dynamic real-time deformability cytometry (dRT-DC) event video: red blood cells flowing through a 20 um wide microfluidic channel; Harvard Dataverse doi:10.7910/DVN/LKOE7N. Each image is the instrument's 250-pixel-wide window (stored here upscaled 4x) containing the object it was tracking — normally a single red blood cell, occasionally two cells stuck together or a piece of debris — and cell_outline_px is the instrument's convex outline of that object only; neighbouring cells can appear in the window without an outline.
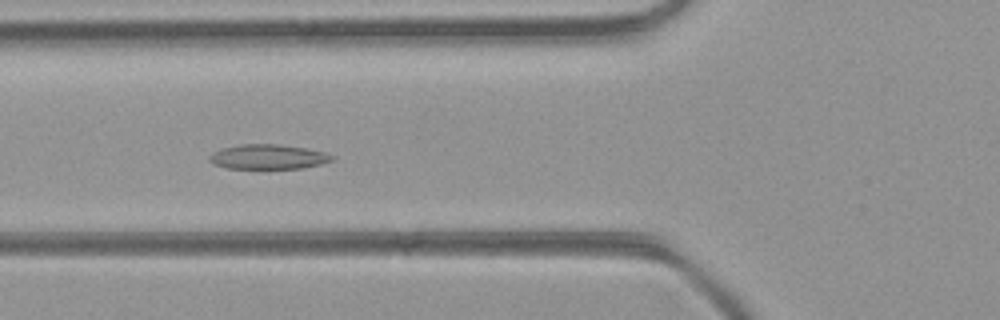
{"species": "common noctule bat (a hibernating species)", "species_latin": "Nyctalus noctula", "temperature_condition": "room temperature", "stored_images_in_passage": 33, "camera_frame_rate_fps": 3000, "um_per_image_px": 0.085, "animal": {"sex": "female", "body_mass_g": 21.9}, "frame": {"image": 1, "passage_image": 14, "time_ms": 4.333, "image_size_px": [1000, 320], "cell_outline_px": [[336, 160], [304, 168], [228, 168], [212, 164], [208, 160], [208, 156], [212, 152], [224, 148], [240, 144], [276, 144], [304, 148], [324, 152], [336, 156]], "centroid_in_image_um": [22.8, 13.33], "position_along_channel_um": 103.0, "area_um2": 17.69}}
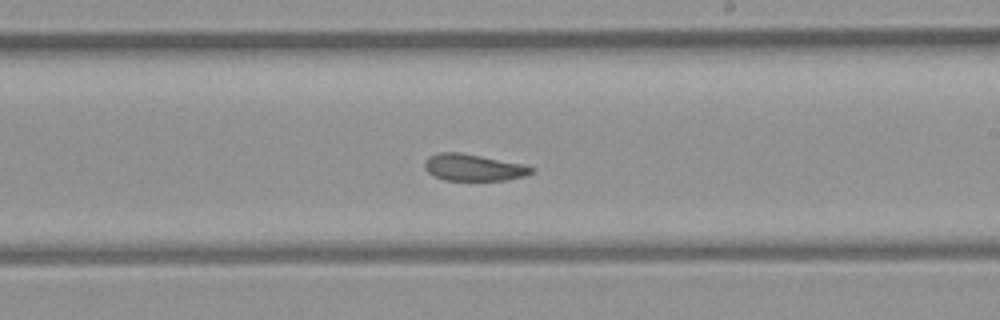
{"frame": {"image": 2, "passage_image": 24, "time_ms": 7.667, "image_size_px": [1000, 320], "cell_outline_px": [[536, 168], [532, 172], [524, 176], [508, 180], [444, 180], [432, 176], [424, 168], [424, 164], [428, 156], [440, 152], [460, 152], [524, 164]], "centroid_in_image_um": [40.23, 14.24], "position_along_channel_um": 248.8, "area_um2": 16.76}}
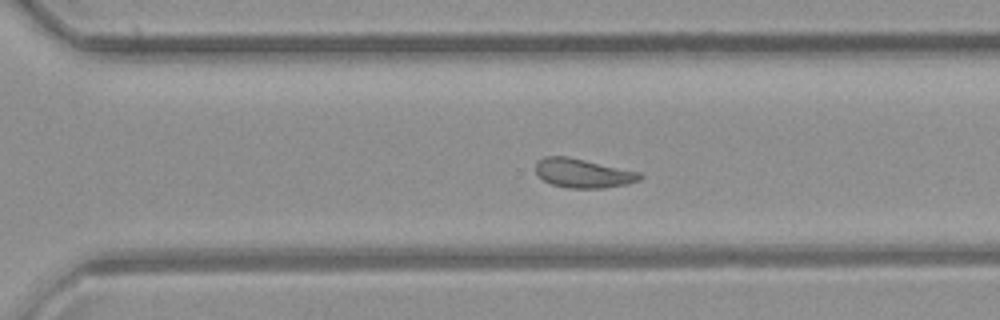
{"frame": {"image": 3, "passage_image": 29, "time_ms": 9.333, "image_size_px": [1000, 320], "cell_outline_px": [[644, 176], [640, 180], [628, 184], [604, 188], [568, 188], [552, 184], [544, 180], [536, 172], [536, 164], [544, 156], [568, 156], [640, 172]], "centroid_in_image_um": [49.6, 14.72], "position_along_channel_um": 321.0, "area_um2": 17.63}, "authors_computed_cell_mechanics": {"area_um2": 17.6868, "velocity_mm_per_s": 4.3622, "shape_relaxation_time_tau1_ms": 9.0215, "shape_relaxation_time_tau2_ms": 4.8817, "deformation_change_tau1": 0.1707, "deformation_change_tau2": 0.1202}}